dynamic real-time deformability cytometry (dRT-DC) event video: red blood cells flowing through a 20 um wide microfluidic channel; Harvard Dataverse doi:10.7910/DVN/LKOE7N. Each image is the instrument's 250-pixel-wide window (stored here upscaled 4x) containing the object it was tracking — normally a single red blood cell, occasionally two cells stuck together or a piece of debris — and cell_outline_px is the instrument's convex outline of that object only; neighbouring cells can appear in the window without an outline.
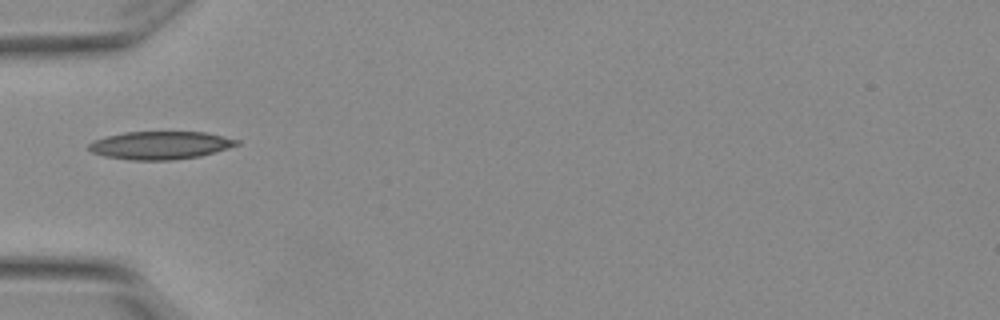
{"species": "Egyptian fruit bat (a non-hibernating species)", "species_latin": "Rousettus aegyptiacus", "temperature_condition": "warm", "stored_images_in_passage": 4, "camera_frame_rate_fps": 3000, "um_per_image_px": 0.085, "animal": {"sex": "female"}, "frame": {"image": 1, "passage_image": 1, "time_ms": 0.0, "image_size_px": [1000, 320], "cell_outline_px": [[240, 144], [228, 148], [200, 156], [172, 160], [132, 160], [104, 156], [92, 152], [88, 148], [88, 144], [92, 140], [124, 132], [204, 132], [240, 140]], "centroid_in_image_um": [13.61, 12.35], "position_along_channel_um": 71.4, "area_um2": 24.04}}
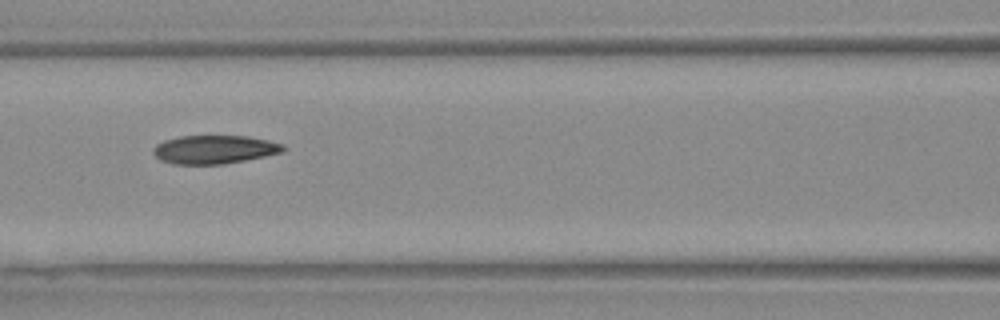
{"frame": {"image": 2, "passage_image": 3, "time_ms": 0.667, "image_size_px": [1000, 320], "cell_outline_px": [[288, 148], [284, 152], [224, 164], [176, 164], [160, 160], [152, 152], [152, 148], [156, 144], [164, 140], [180, 136], [248, 136], [268, 140], [284, 144]], "centroid_in_image_um": [18.24, 12.7], "position_along_channel_um": 148.4, "area_um2": 21.68}}
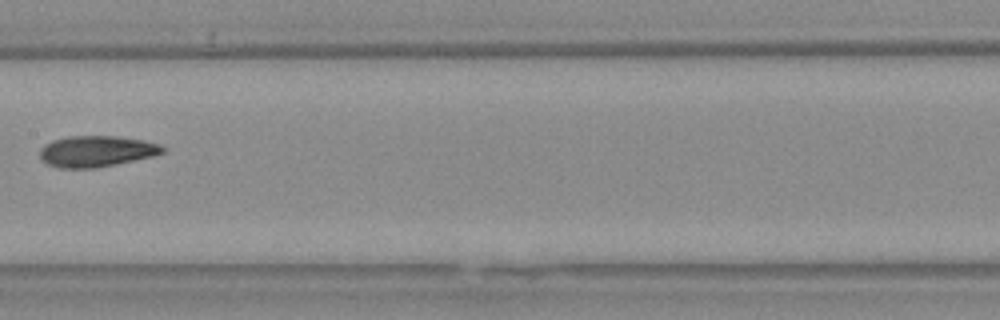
{"frame": {"image": 3, "passage_image": 4, "time_ms": 1.0, "image_size_px": [1000, 320], "cell_outline_px": [[164, 152], [152, 156], [116, 164], [96, 168], [60, 168], [48, 164], [40, 156], [40, 148], [44, 144], [52, 140], [68, 136], [116, 136], [144, 140], [160, 144], [164, 148]], "centroid_in_image_um": [8.18, 12.85], "position_along_channel_um": 199.2, "area_um2": 22.2}}